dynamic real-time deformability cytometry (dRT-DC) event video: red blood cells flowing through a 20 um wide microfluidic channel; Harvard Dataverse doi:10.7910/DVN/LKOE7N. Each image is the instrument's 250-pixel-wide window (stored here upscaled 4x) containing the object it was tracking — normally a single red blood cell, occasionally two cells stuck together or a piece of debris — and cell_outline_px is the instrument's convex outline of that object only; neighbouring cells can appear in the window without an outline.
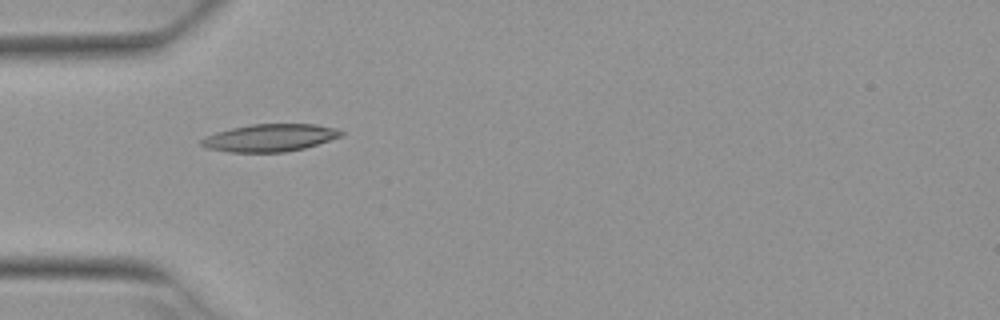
{"species": "Egyptian fruit bat (a non-hibernating species)", "species_latin": "Rousettus aegyptiacus", "temperature_condition": "warm", "stored_images_in_passage": 4, "camera_frame_rate_fps": 3000, "um_per_image_px": 0.085, "animal": {"sex": "female"}, "frame": {"image": 1, "passage_image": 2, "time_ms": 0.333, "image_size_px": [1000, 320], "cell_outline_px": [[344, 136], [304, 148], [284, 152], [228, 152], [204, 148], [200, 144], [200, 140], [204, 136], [216, 132], [232, 128], [252, 124], [316, 124], [336, 128], [344, 132]], "centroid_in_image_um": [22.93, 11.71], "position_along_channel_um": 62.1, "area_um2": 22.54}}
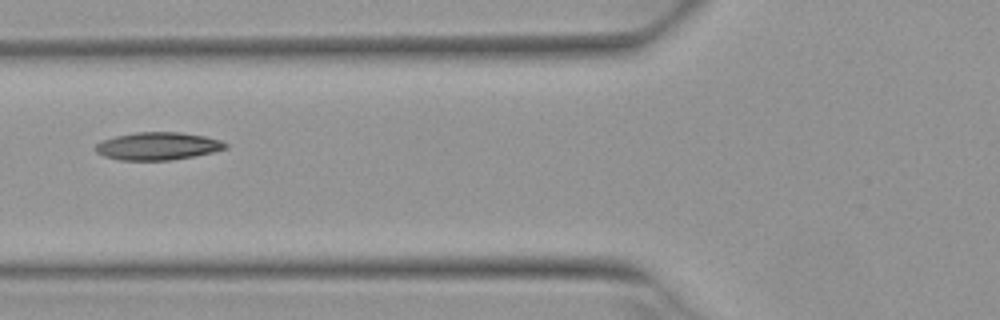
{"frame": {"image": 2, "passage_image": 3, "time_ms": 0.667, "image_size_px": [1000, 320], "cell_outline_px": [[228, 148], [212, 152], [172, 160], [120, 160], [104, 156], [96, 152], [92, 148], [100, 140], [116, 136], [136, 132], [180, 132], [204, 136], [220, 140], [228, 144]], "centroid_in_image_um": [13.37, 12.41], "position_along_channel_um": 112.4, "area_um2": 21.04}}
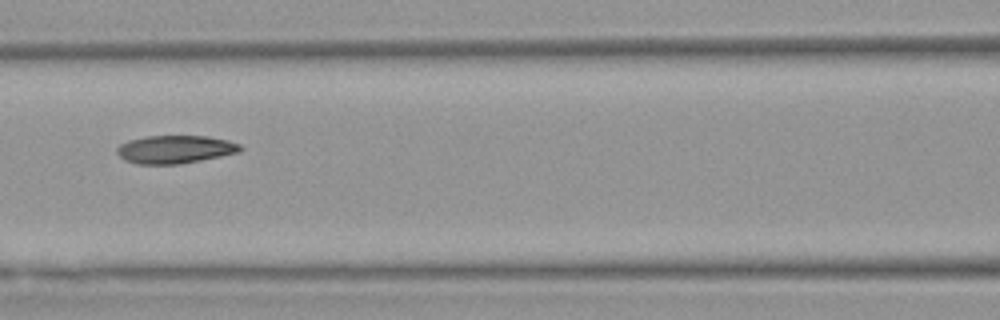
{"frame": {"image": 3, "passage_image": 4, "time_ms": 1.0, "image_size_px": [1000, 320], "cell_outline_px": [[244, 148], [240, 152], [180, 164], [136, 164], [124, 160], [116, 152], [116, 148], [120, 144], [128, 140], [148, 136], [208, 136], [228, 140], [240, 144]], "centroid_in_image_um": [14.88, 12.69], "position_along_channel_um": 151.7, "area_um2": 20.23}}